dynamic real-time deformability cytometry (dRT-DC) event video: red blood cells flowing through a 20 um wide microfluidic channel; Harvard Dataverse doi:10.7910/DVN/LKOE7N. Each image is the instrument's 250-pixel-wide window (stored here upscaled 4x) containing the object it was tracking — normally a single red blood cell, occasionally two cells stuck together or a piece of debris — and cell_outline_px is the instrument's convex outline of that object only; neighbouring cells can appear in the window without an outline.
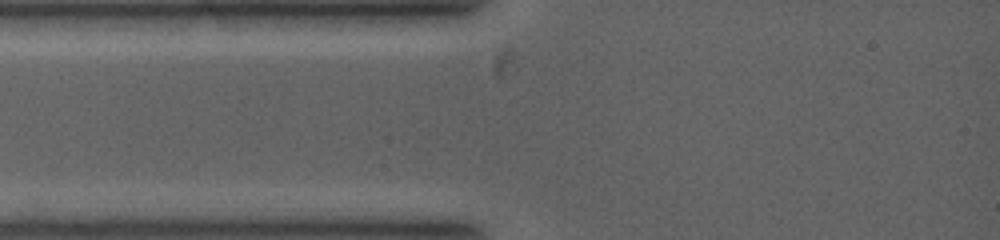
{"species": "common noctule bat (a hibernating species)", "species_latin": "Nyctalus noctula", "temperature_condition": "warm", "stored_images_in_passage": 1, "camera_frame_rate_fps": 5000, "um_per_image_px": 0.085, "animal": {"sex": "female", "body_mass_g": 19.0, "forearm_length_mm": 53.3}, "frame": {"image": 1, "passage_image": 1, "time_ms": 0.0, "image_size_px": [1000, 240], "cell_outline_px": [[544, 16], [520, 68], [512, 76], [500, 80], [496, 80], [492, 76], [484, 52], [492, 44], [540, 16]], "centroid_in_image_um": [43.47, 4.3], "position_along_channel_um": 41.5, "area_um2": 12.83}}